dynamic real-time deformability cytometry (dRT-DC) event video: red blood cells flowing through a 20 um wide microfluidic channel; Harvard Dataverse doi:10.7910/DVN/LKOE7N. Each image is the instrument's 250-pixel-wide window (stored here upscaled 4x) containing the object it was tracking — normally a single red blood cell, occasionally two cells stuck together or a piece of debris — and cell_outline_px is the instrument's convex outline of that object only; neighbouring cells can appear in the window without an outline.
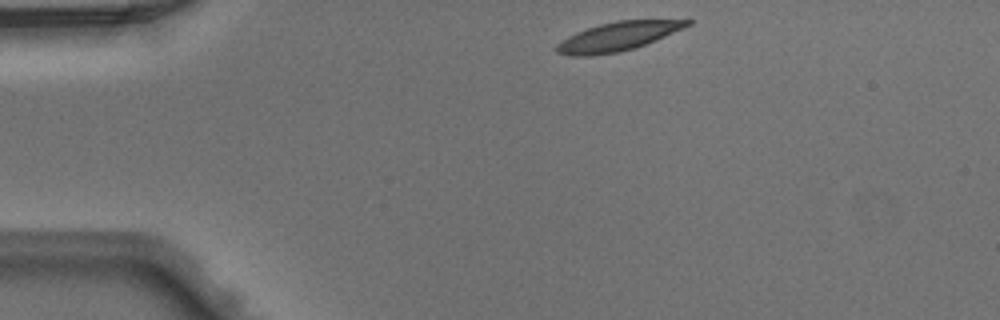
{"species": "Egyptian fruit bat (a non-hibernating species)", "species_latin": "Rousettus aegyptiacus", "temperature_condition": "warm", "stored_images_in_passage": 40, "camera_frame_rate_fps": 3000, "um_per_image_px": 0.085, "animal": {"sex": "male"}, "frame": {"image": 1, "passage_image": 1, "time_ms": 0.0, "image_size_px": [1000, 320], "cell_outline_px": [[692, 24], [656, 40], [620, 52], [592, 56], [568, 56], [556, 52], [556, 44], [568, 36], [576, 32], [600, 24], [616, 20], [692, 20]], "centroid_in_image_um": [52.47, 3.11], "position_along_channel_um": 32.5, "area_um2": 21.79}}
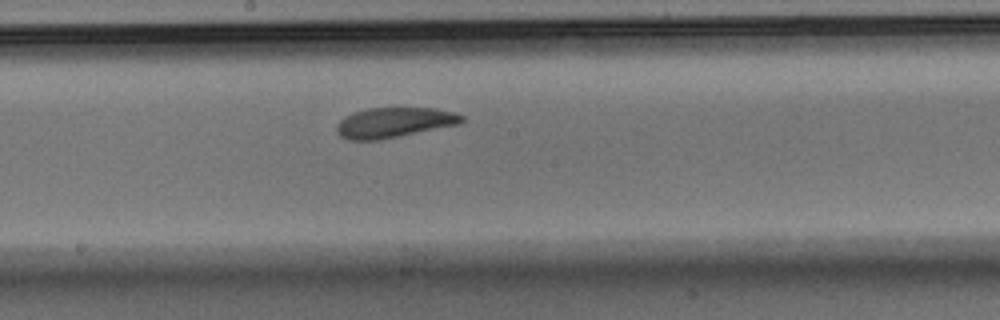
{"frame": {"image": 2, "passage_image": 18, "time_ms": 5.667, "image_size_px": [1000, 320], "cell_outline_px": [[464, 120], [460, 124], [380, 140], [348, 140], [340, 136], [336, 132], [336, 128], [340, 120], [344, 116], [352, 112], [368, 108], [436, 108], [452, 112], [464, 116]], "centroid_in_image_um": [33.47, 10.42], "position_along_channel_um": 214.7, "area_um2": 22.08}}
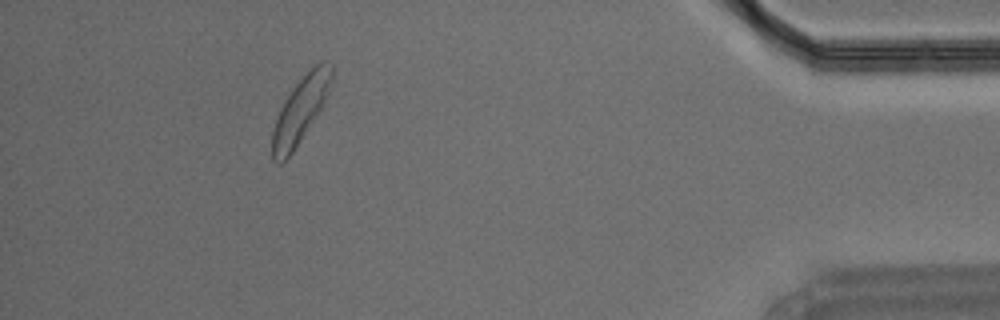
{"frame": {"image": 3, "passage_image": 36, "time_ms": 11.667, "image_size_px": [1000, 320], "cell_outline_px": [[332, 76], [328, 92], [320, 108], [292, 152], [280, 164], [272, 160], [272, 132], [280, 108], [284, 100], [296, 84], [320, 60], [324, 60], [332, 64]], "centroid_in_image_um": [25.51, 9.34], "position_along_channel_um": 409.7, "area_um2": 21.85}}